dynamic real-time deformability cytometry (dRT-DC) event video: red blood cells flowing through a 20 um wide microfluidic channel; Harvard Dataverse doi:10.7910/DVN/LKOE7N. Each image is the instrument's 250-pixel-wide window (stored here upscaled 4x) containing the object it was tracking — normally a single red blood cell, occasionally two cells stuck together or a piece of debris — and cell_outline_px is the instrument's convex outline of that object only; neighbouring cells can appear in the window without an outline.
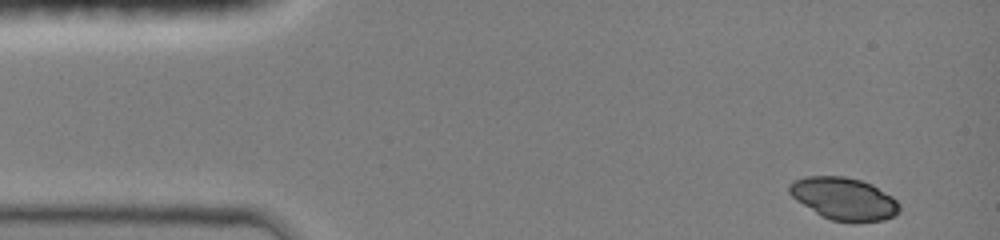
{"species": "common noctule bat (a hibernating species)", "species_latin": "Nyctalus noctula", "temperature_condition": "room temperature", "stored_images_in_passage": 7, "camera_frame_rate_fps": 3000, "um_per_image_px": 0.085, "animal": {"sex": "female", "body_mass_g": 19.0, "forearm_length_mm": 51.5}, "frame": {"image": 1, "passage_image": 1, "time_ms": 0.0, "image_size_px": [1000, 240], "cell_outline_px": [[900, 212], [896, 216], [884, 220], [832, 220], [820, 216], [796, 200], [788, 192], [788, 184], [796, 180], [808, 176], [844, 176], [860, 180], [872, 184], [892, 196], [900, 204]], "centroid_in_image_um": [71.73, 16.87], "position_along_channel_um": 13.3, "area_um2": 26.93}}
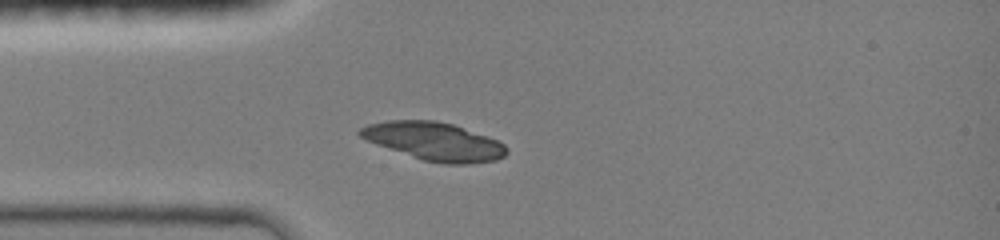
{"frame": {"image": 2, "passage_image": 5, "time_ms": 3.0, "image_size_px": [1000, 240], "cell_outline_px": [[508, 152], [504, 156], [496, 160], [468, 164], [444, 164], [424, 160], [376, 144], [360, 136], [356, 132], [360, 128], [368, 124], [388, 120], [432, 120], [452, 124], [496, 140], [504, 144]], "centroid_in_image_um": [36.89, 12.01], "position_along_channel_um": 48.1, "area_um2": 32.08}}